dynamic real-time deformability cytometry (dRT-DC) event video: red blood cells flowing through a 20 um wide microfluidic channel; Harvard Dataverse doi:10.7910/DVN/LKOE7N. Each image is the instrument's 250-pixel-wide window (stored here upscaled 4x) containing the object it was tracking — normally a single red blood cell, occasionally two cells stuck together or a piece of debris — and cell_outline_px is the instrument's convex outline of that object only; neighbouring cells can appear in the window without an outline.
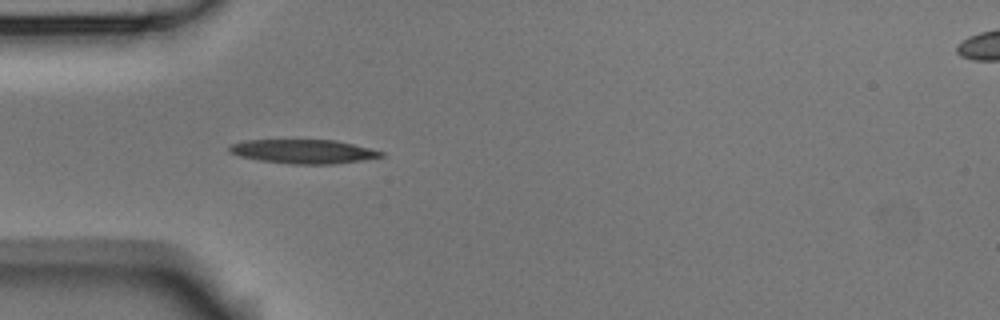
{"species": "Egyptian fruit bat (a non-hibernating species)", "species_latin": "Rousettus aegyptiacus", "temperature_condition": "room temperature", "stored_images_in_passage": 1, "camera_frame_rate_fps": 3000, "um_per_image_px": 0.085, "animal": {"sex": "male"}, "frame": {"image": 1, "passage_image": 1, "time_ms": 0.0, "image_size_px": [1000, 320], "cell_outline_px": [[384, 156], [360, 160], [332, 164], [292, 164], [260, 160], [240, 156], [228, 152], [228, 148], [232, 144], [244, 140], [336, 140], [384, 152]], "centroid_in_image_um": [25.75, 12.87], "position_along_channel_um": 59.2, "area_um2": 20.98}}